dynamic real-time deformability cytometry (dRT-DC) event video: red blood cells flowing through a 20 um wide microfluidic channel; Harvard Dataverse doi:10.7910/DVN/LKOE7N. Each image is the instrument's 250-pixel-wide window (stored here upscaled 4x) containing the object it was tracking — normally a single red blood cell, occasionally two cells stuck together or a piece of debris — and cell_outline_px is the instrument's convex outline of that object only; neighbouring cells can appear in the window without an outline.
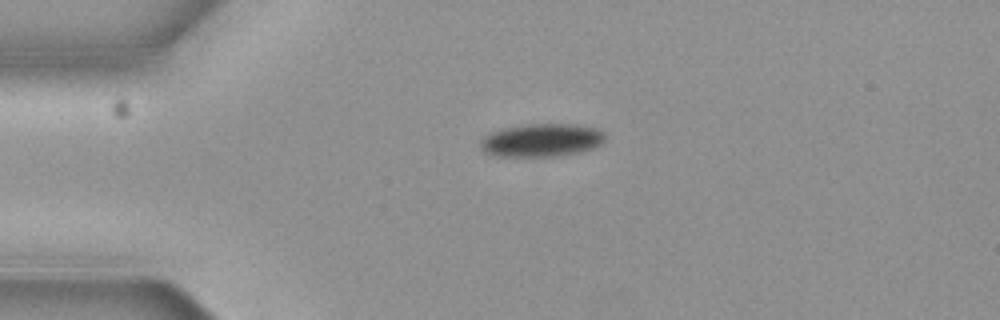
{"species": "common noctule bat (a hibernating species)", "species_latin": "Nyctalus noctula", "temperature_condition": "cold", "stored_images_in_passage": 5, "camera_frame_rate_fps": 3000, "um_per_image_px": 0.085, "animal": {"sex": "female", "body_mass_g": 19.3, "forearm_length_mm": 54.1}, "frame": {"image": 1, "passage_image": 5, "time_ms": 1.333, "image_size_px": [1000, 320], "cell_outline_px": [[604, 140], [600, 144], [592, 148], [580, 152], [560, 156], [496, 156], [484, 152], [480, 144], [480, 140], [488, 132], [504, 128], [528, 124], [576, 124], [596, 128], [604, 132]], "centroid_in_image_um": [46.02, 11.91], "position_along_channel_um": 39.0, "area_um2": 24.1}}